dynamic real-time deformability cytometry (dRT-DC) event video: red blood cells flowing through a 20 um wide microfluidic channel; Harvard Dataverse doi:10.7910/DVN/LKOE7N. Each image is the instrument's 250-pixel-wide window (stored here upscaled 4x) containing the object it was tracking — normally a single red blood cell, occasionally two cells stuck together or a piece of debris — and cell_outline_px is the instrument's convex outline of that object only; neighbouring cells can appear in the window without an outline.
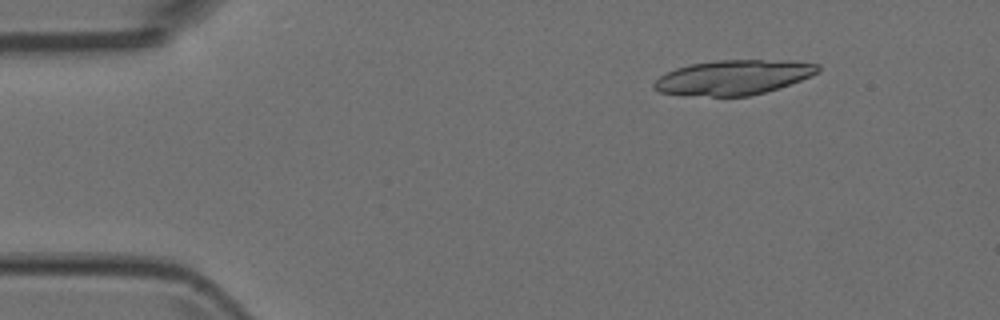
{"species": "Egyptian fruit bat (a non-hibernating species)", "species_latin": "Rousettus aegyptiacus", "temperature_condition": "room temperature", "stored_images_in_passage": 7, "camera_frame_rate_fps": 3000, "um_per_image_px": 0.085, "animal": {"sex": "female"}, "frame": {"image": 1, "passage_image": 1, "time_ms": 0.0, "image_size_px": [1000, 320], "cell_outline_px": [[820, 72], [800, 80], [764, 92], [748, 96], [712, 96], [660, 92], [652, 88], [652, 84], [660, 76], [676, 68], [692, 64], [716, 60], [788, 60], [820, 64]], "centroid_in_image_um": [62.37, 6.56], "position_along_channel_um": 22.6, "area_um2": 32.83}}
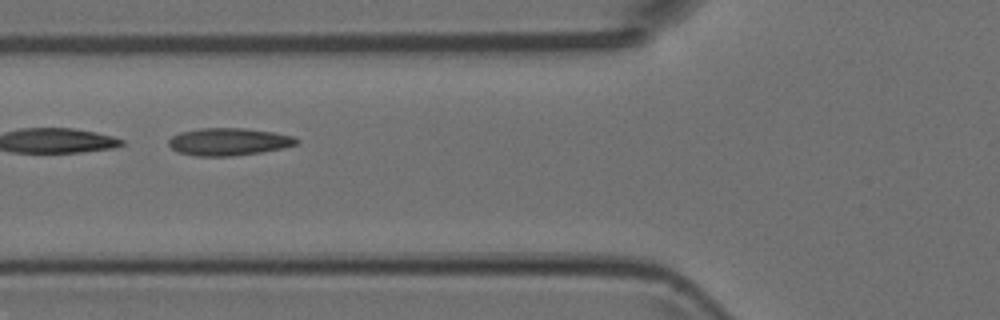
{"frame": {"image": 2, "passage_image": 5, "time_ms": 1.333, "image_size_px": [1000, 320], "cell_outline_px": [[300, 140], [296, 144], [284, 148], [260, 152], [232, 156], [196, 156], [176, 152], [168, 144], [168, 140], [172, 136], [180, 132], [200, 128], [244, 128], [272, 132], [292, 136]], "centroid_in_image_um": [19.41, 12.05], "position_along_channel_um": 106.4, "area_um2": 20.46}}
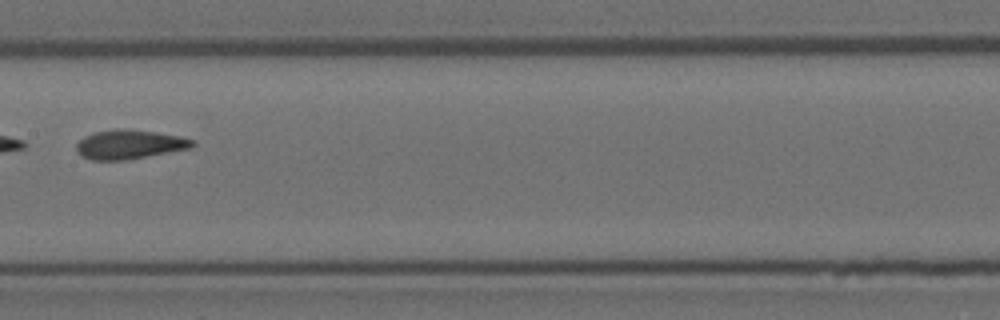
{"frame": {"image": 3, "passage_image": 7, "time_ms": 2.0, "image_size_px": [1000, 320], "cell_outline_px": [[196, 144], [192, 148], [124, 160], [92, 160], [76, 152], [76, 144], [84, 136], [92, 132], [120, 128], [124, 128], [180, 136], [196, 140]], "centroid_in_image_um": [11.01, 12.27], "position_along_channel_um": 196.4, "area_um2": 19.71}}